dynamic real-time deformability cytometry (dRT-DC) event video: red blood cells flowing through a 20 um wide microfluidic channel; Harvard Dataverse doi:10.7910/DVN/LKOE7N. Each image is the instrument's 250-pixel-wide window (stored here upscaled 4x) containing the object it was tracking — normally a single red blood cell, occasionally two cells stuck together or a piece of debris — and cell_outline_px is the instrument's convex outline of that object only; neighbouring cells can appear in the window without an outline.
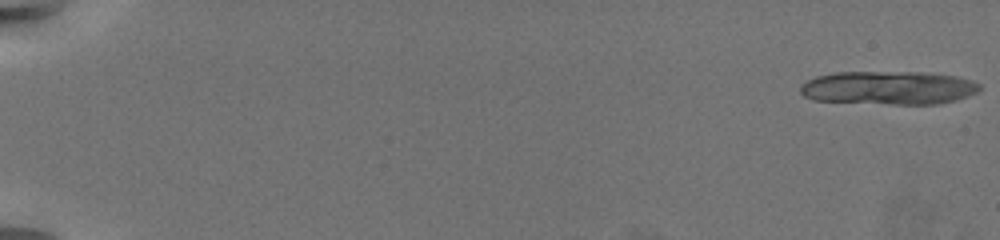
{"species": "common noctule bat (a hibernating species)", "species_latin": "Nyctalus noctula", "temperature_condition": "warm", "stored_images_in_passage": 30, "camera_frame_rate_fps": 3000, "um_per_image_px": 0.085, "animal": {"sex": "female", "body_mass_g": 19.5, "forearm_length_mm": 54.1}, "frame": {"image": 1, "passage_image": 1, "time_ms": 0.0, "image_size_px": [1000, 240], "cell_outline_px": [[980, 88], [976, 92], [968, 96], [956, 100], [940, 104], [892, 104], [816, 100], [804, 96], [800, 92], [800, 84], [816, 76], [836, 72], [920, 72], [956, 76], [972, 80], [980, 84]], "centroid_in_image_um": [75.53, 7.46], "position_along_channel_um": 9.5, "area_um2": 34.97}}
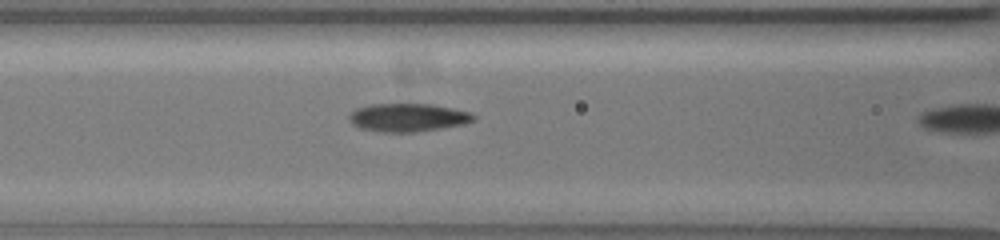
{"frame": {"image": 2, "passage_image": 29, "time_ms": 9.333, "image_size_px": [1000, 240], "cell_outline_px": [[476, 120], [464, 124], [416, 132], [376, 132], [360, 128], [352, 124], [348, 120], [348, 116], [356, 108], [368, 104], [432, 104], [472, 112], [476, 116]], "centroid_in_image_um": [34.66, 9.99], "position_along_channel_um": 131.9, "area_um2": 20.69}}